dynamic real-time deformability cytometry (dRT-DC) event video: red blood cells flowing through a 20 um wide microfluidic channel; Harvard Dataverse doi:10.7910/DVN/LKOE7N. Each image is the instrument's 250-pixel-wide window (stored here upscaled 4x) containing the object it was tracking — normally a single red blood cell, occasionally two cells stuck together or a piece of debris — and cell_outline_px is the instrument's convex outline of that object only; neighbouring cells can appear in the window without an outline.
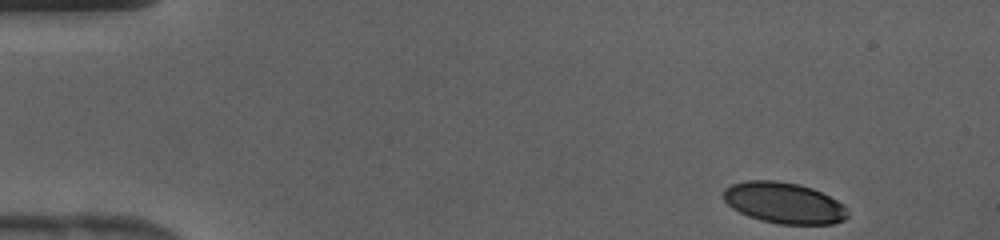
{"species": "human", "species_latin": "Homo sapiens", "temperature_condition": "cold", "stored_images_in_passage": 40, "camera_frame_rate_fps": 3000, "um_per_image_px": 0.085, "donor": {"sex": "female"}, "frame": {"image": 1, "passage_image": 1, "time_ms": 0.0, "image_size_px": [1000, 240], "cell_outline_px": [[848, 216], [844, 220], [832, 224], [780, 224], [760, 220], [748, 216], [732, 208], [724, 200], [724, 188], [732, 184], [744, 180], [776, 180], [800, 184], [812, 188], [844, 204], [848, 208]], "centroid_in_image_um": [66.64, 17.24], "position_along_channel_um": 18.4, "area_um2": 29.88}}
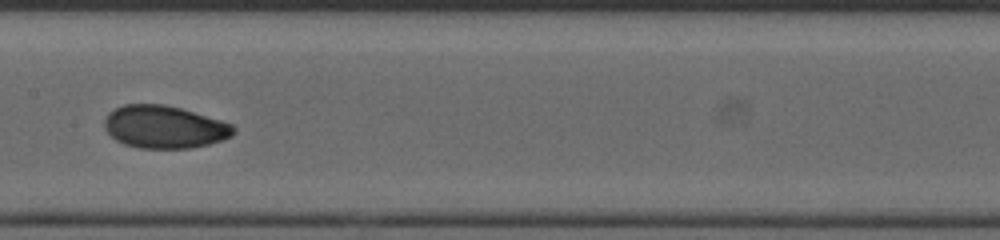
{"frame": {"image": 2, "passage_image": 19, "time_ms": 6.0, "image_size_px": [1000, 240], "cell_outline_px": [[236, 132], [232, 136], [208, 144], [192, 148], [140, 148], [124, 144], [116, 140], [104, 128], [104, 120], [108, 112], [124, 104], [164, 104], [180, 108], [220, 120], [232, 124], [236, 128]], "centroid_in_image_um": [13.96, 10.79], "position_along_channel_um": 193.4, "area_um2": 32.02}}
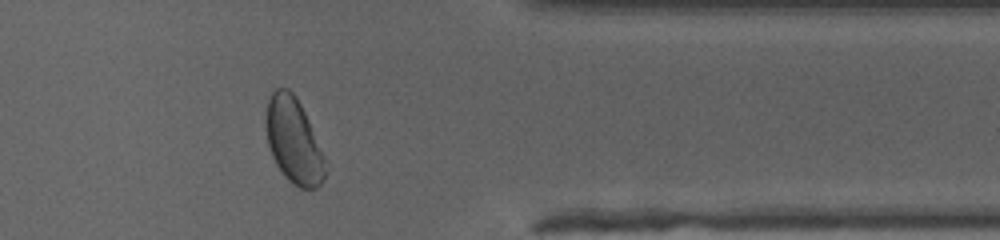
{"frame": {"image": 3, "passage_image": 32, "time_ms": 10.333, "image_size_px": [1000, 240], "cell_outline_px": [[324, 180], [316, 188], [300, 188], [292, 184], [284, 176], [276, 164], [272, 156], [268, 144], [268, 100], [272, 92], [276, 88], [288, 88], [292, 92], [300, 104], [308, 120], [324, 160]], "centroid_in_image_um": [24.95, 11.99], "position_along_channel_um": 386.4, "area_um2": 28.38}}